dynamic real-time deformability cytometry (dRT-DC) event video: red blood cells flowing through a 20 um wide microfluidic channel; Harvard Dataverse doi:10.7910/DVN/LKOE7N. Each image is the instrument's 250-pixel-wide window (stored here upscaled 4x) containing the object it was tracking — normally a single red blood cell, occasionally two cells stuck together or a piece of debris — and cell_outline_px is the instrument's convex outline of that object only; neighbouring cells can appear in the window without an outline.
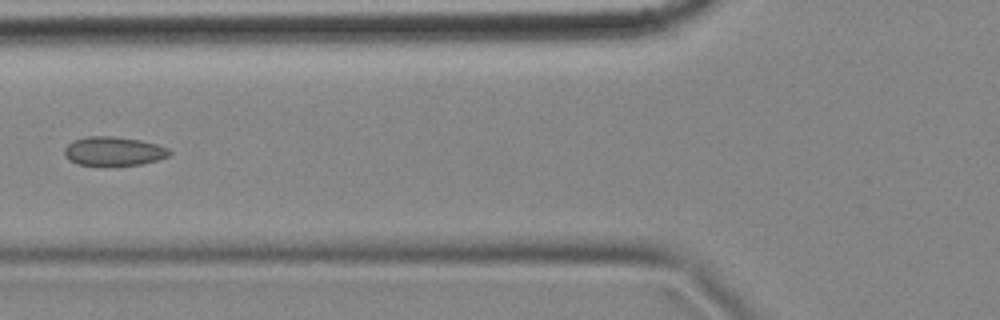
{"species": "common noctule bat (a hibernating species)", "species_latin": "Nyctalus noctula", "temperature_condition": "cold", "stored_images_in_passage": 5, "camera_frame_rate_fps": 3000, "um_per_image_px": 0.085, "animal": {"sex": "female", "body_mass_g": 18.4}, "frame": {"image": 1, "passage_image": 3, "time_ms": 0.667, "image_size_px": [1000, 320], "cell_outline_px": [[172, 152], [168, 156], [156, 160], [140, 164], [76, 164], [68, 160], [64, 156], [64, 148], [72, 140], [88, 136], [112, 136], [140, 140], [156, 144], [168, 148]], "centroid_in_image_um": [9.62, 12.83], "position_along_channel_um": 116.2, "area_um2": 17.46}}
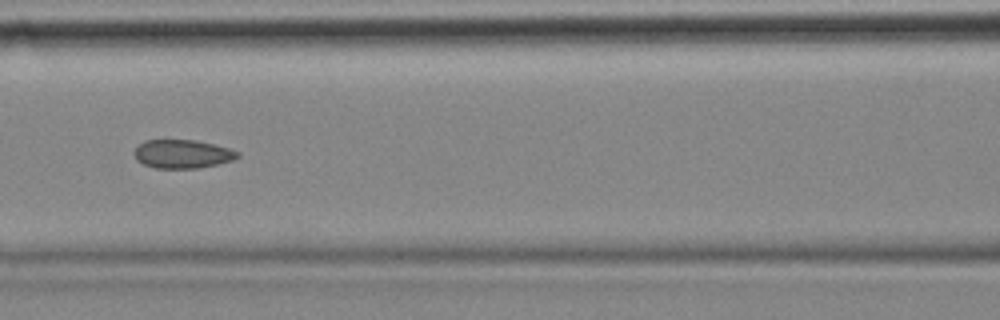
{"frame": {"image": 2, "passage_image": 4, "time_ms": 1.0, "image_size_px": [1000, 320], "cell_outline_px": [[240, 156], [232, 160], [216, 164], [196, 168], [156, 168], [144, 164], [136, 160], [132, 152], [144, 140], [196, 140], [228, 148], [240, 152]], "centroid_in_image_um": [15.48, 13.08], "position_along_channel_um": 151.1, "area_um2": 17.11}}
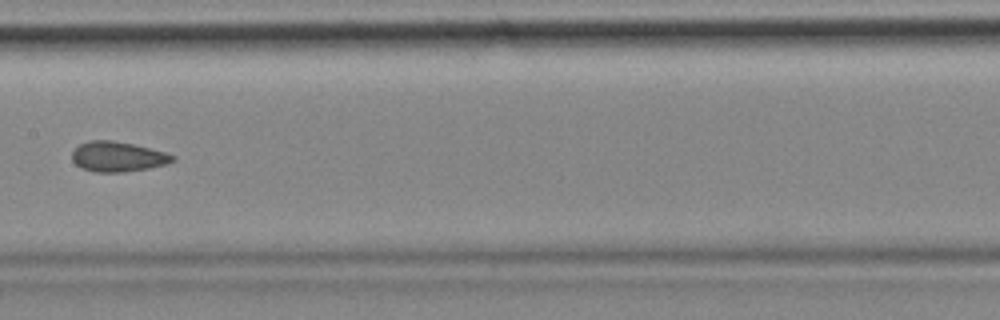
{"frame": {"image": 3, "passage_image": 5, "time_ms": 1.333, "image_size_px": [1000, 320], "cell_outline_px": [[176, 160], [164, 164], [148, 168], [124, 172], [96, 172], [80, 168], [72, 160], [72, 152], [80, 144], [88, 140], [112, 140], [132, 144], [164, 152], [176, 156]], "centroid_in_image_um": [9.98, 13.32], "position_along_channel_um": 197.4, "area_um2": 17.51}}